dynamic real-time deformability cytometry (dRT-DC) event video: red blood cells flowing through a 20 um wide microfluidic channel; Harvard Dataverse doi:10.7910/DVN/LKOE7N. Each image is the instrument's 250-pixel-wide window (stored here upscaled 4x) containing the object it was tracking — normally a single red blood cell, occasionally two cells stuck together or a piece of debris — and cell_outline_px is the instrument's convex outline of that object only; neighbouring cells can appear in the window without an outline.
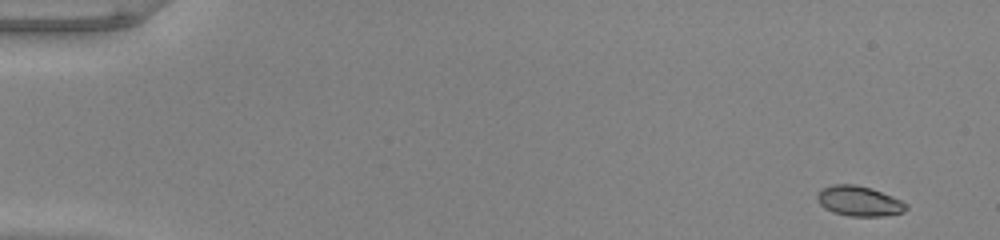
{"species": "common noctule bat (a hibernating species)", "species_latin": "Nyctalus noctula", "temperature_condition": "warm", "stored_images_in_passage": 50, "camera_frame_rate_fps": 3000, "um_per_image_px": 0.085, "animal": {"sex": "male", "body_mass_g": 20.0, "forearm_length_mm": 53.3}, "frame": {"image": 1, "passage_image": 1, "time_ms": 0.0, "image_size_px": [1000, 240], "cell_outline_px": [[908, 208], [904, 212], [884, 216], [848, 216], [832, 212], [824, 208], [820, 204], [816, 196], [816, 192], [832, 184], [856, 184], [872, 188], [892, 196], [908, 204]], "centroid_in_image_um": [73.02, 17.09], "position_along_channel_um": 12.0, "area_um2": 15.78}}
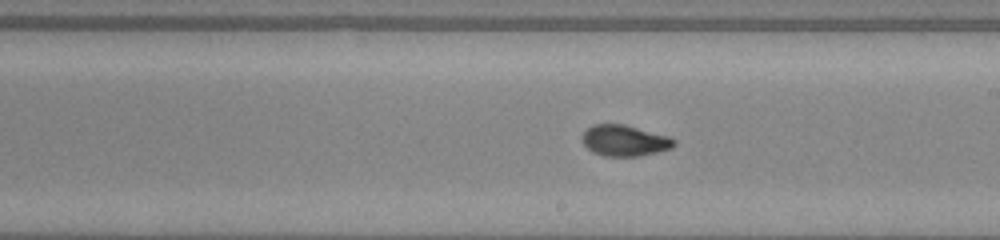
{"frame": {"image": 2, "passage_image": 29, "time_ms": 9.333, "image_size_px": [1000, 240], "cell_outline_px": [[676, 144], [672, 148], [640, 156], [604, 156], [592, 152], [584, 144], [580, 136], [592, 124], [624, 124], [668, 136], [676, 140]], "centroid_in_image_um": [53.08, 11.95], "position_along_channel_um": 235.9, "area_um2": 16.65}}
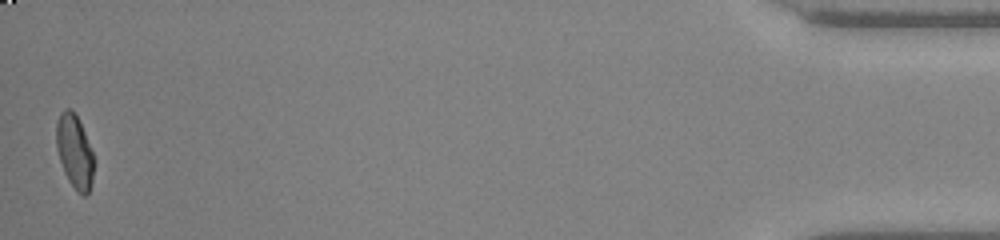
{"frame": {"image": 3, "passage_image": 50, "time_ms": 16.333, "image_size_px": [1000, 240], "cell_outline_px": [[96, 160], [92, 180], [88, 192], [84, 196], [76, 192], [68, 180], [64, 172], [56, 148], [56, 120], [60, 112], [64, 108], [68, 108], [76, 116], [84, 132]], "centroid_in_image_um": [6.34, 12.91], "position_along_channel_um": 428.9, "area_um2": 16.24}, "authors_computed_cell_mechanics": {"area_um2": 16.4441, "velocity_mm_per_s": 4.0132, "shape_relaxation_time_tau1_ms": 5.8278, "shape_relaxation_time_tau2_ms": 1.2442, "deformation_change_tau1": 0.2265, "deformation_change_tau2": 0.0584}}